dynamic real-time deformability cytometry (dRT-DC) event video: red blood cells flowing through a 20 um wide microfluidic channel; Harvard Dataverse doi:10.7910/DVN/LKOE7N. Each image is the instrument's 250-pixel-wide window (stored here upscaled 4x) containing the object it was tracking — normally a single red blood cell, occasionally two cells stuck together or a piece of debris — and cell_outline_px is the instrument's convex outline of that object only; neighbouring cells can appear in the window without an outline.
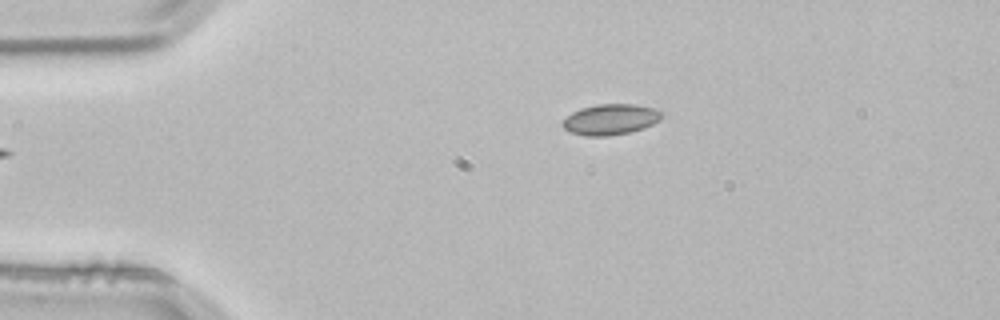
{"species": "common noctule bat (a hibernating species)", "species_latin": "Nyctalus noctula", "temperature_condition": "room temperature", "stored_images_in_passage": 3, "camera_frame_rate_fps": 3000, "um_per_image_px": 0.085, "animal": {"sex": "male", "body_mass_g": 21.5, "forearm_length_mm": 52.0}, "frame": {"image": 1, "passage_image": 3, "time_ms": 0.667, "image_size_px": [1000, 320], "cell_outline_px": [[664, 116], [660, 120], [644, 128], [628, 132], [608, 136], [584, 136], [568, 132], [560, 124], [572, 112], [580, 108], [596, 104], [636, 104], [652, 108], [664, 112]], "centroid_in_image_um": [51.89, 10.15], "position_along_channel_um": 33.1, "area_um2": 17.92}}